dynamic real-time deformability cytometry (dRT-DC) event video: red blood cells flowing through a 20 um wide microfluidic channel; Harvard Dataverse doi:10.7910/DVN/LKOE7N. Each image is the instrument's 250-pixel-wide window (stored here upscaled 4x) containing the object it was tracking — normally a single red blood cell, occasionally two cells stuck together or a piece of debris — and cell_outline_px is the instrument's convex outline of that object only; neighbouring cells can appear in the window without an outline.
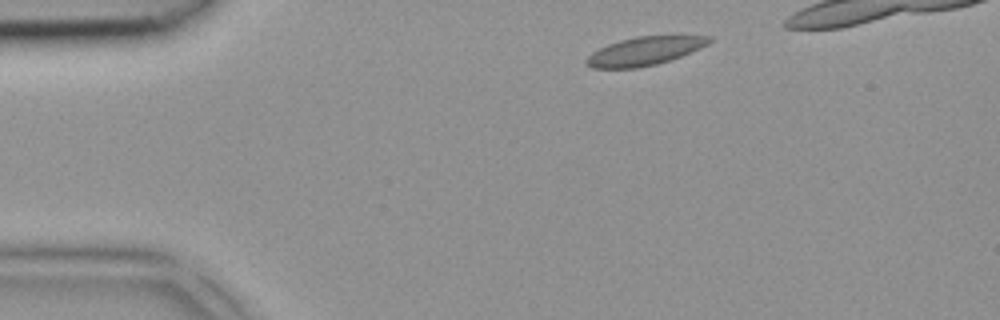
{"species": "common noctule bat (a hibernating species)", "species_latin": "Nyctalus noctula", "temperature_condition": "room temperature", "stored_images_in_passage": 3, "camera_frame_rate_fps": 3000, "um_per_image_px": 0.085, "animal": {"sex": "female", "body_mass_g": 18.4}, "frame": {"image": 1, "passage_image": 1, "time_ms": 0.0, "image_size_px": [1000, 320], "cell_outline_px": [[712, 40], [708, 44], [700, 48], [680, 56], [656, 64], [636, 68], [592, 68], [584, 64], [584, 60], [592, 52], [608, 44], [620, 40], [636, 36], [712, 36]], "centroid_in_image_um": [54.74, 4.34], "position_along_channel_um": 30.3, "area_um2": 20.17}}